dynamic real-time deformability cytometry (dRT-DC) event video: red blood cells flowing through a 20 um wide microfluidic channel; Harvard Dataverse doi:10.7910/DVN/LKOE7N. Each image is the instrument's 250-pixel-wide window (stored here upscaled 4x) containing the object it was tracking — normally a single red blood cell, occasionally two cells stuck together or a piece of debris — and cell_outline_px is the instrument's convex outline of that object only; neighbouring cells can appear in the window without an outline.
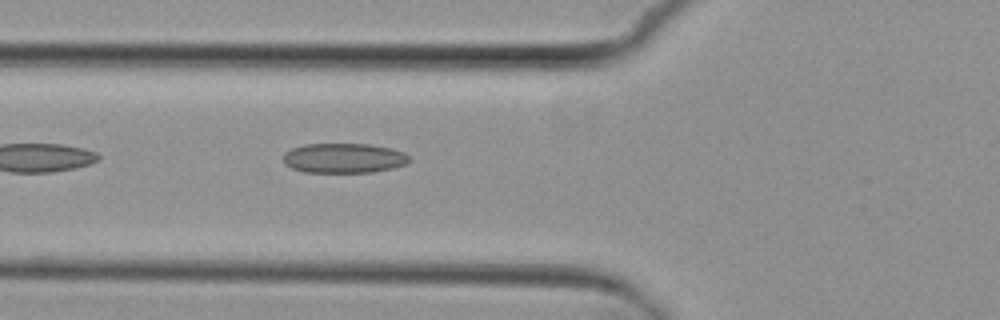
{"species": "common noctule bat (a hibernating species)", "species_latin": "Nyctalus noctula", "temperature_condition": "cold", "stored_images_in_passage": 6, "camera_frame_rate_fps": 3000, "um_per_image_px": 0.085, "animal": {"sex": "female", "body_mass_g": 29.2, "forearm_length_mm": 56.3}, "frame": {"image": 1, "passage_image": 6, "time_ms": 5.667, "image_size_px": [1000, 320], "cell_outline_px": [[412, 160], [408, 164], [392, 168], [372, 172], [304, 172], [292, 168], [284, 164], [284, 152], [292, 148], [304, 144], [368, 144], [392, 148], [404, 152]], "centroid_in_image_um": [29.25, 13.44], "position_along_channel_um": 96.6, "area_um2": 22.02}}